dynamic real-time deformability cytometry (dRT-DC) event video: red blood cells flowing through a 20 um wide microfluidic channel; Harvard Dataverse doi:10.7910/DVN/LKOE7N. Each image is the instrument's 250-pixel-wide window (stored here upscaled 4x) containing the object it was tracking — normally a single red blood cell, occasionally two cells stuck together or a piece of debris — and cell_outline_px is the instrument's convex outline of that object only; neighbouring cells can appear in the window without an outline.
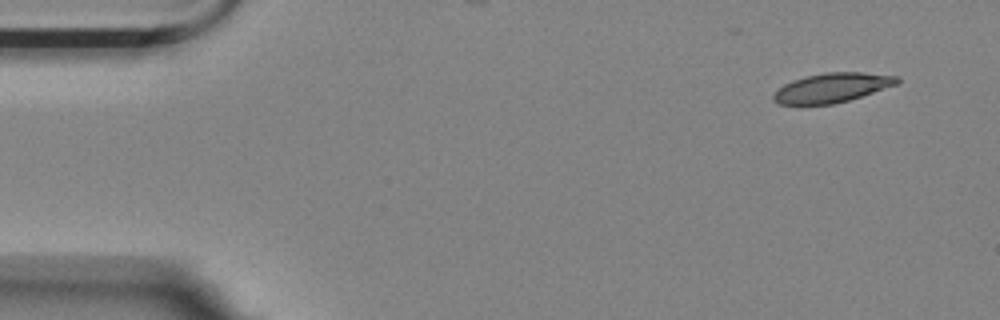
{"species": "Egyptian fruit bat (a non-hibernating species)", "species_latin": "Rousettus aegyptiacus", "temperature_condition": "room temperature", "stored_images_in_passage": 13, "camera_frame_rate_fps": 3000, "um_per_image_px": 0.085, "animal": {"sex": "female"}, "frame": {"image": 1, "passage_image": 1, "time_ms": 0.0, "image_size_px": [1000, 320], "cell_outline_px": [[900, 80], [896, 84], [848, 100], [832, 104], [780, 104], [772, 100], [772, 96], [784, 84], [792, 80], [804, 76], [824, 72], [860, 72], [900, 76]], "centroid_in_image_um": [70.7, 7.44], "position_along_channel_um": 14.3, "area_um2": 20.92}}